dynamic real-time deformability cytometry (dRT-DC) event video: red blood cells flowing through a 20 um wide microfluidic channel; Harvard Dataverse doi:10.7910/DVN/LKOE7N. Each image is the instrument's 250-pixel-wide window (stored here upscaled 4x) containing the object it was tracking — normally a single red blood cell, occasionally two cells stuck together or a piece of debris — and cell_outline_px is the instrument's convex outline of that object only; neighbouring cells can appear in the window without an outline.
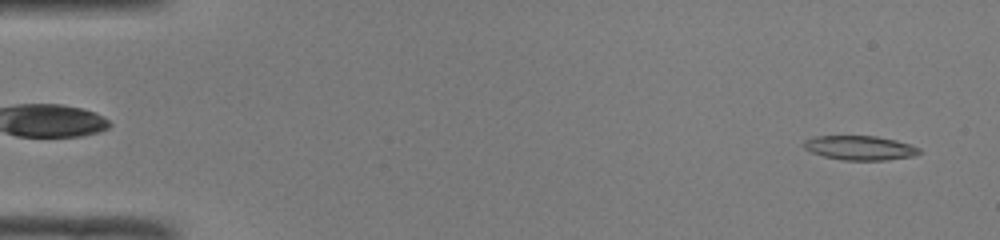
{"species": "common noctule bat (a hibernating species)", "species_latin": "Nyctalus noctula", "temperature_condition": "room temperature", "stored_images_in_passage": 12, "camera_frame_rate_fps": 3000, "um_per_image_px": 0.085, "animal": {"sex": "male", "body_mass_g": 19.0, "forearm_length_mm": 50.8}, "frame": {"image": 1, "passage_image": 2, "time_ms": 0.333, "image_size_px": [1000, 240], "cell_outline_px": [[920, 152], [916, 156], [888, 160], [840, 160], [824, 156], [812, 152], [804, 148], [800, 144], [804, 140], [812, 136], [876, 136], [896, 140], [920, 148]], "centroid_in_image_um": [73.06, 12.57], "position_along_channel_um": 11.9, "area_um2": 16.53}}